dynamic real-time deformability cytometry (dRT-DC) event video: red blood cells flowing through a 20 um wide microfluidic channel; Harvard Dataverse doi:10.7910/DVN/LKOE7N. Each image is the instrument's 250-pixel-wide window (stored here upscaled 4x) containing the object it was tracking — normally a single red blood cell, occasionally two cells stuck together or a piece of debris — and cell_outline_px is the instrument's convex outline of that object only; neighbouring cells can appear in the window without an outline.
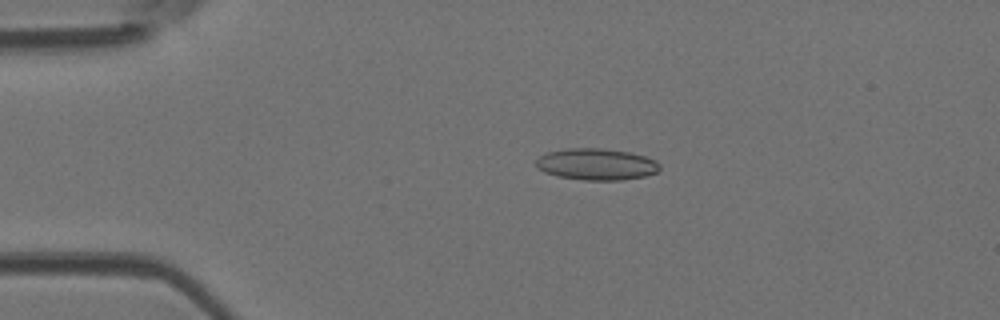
{"species": "Egyptian fruit bat (a non-hibernating species)", "species_latin": "Rousettus aegyptiacus", "temperature_condition": "room temperature", "stored_images_in_passage": 3, "camera_frame_rate_fps": 3000, "um_per_image_px": 0.085, "animal": {"sex": "female"}, "frame": {"image": 1, "passage_image": 2, "time_ms": 0.333, "image_size_px": [1000, 320], "cell_outline_px": [[660, 168], [656, 172], [644, 176], [620, 180], [584, 180], [556, 176], [544, 172], [536, 168], [536, 160], [540, 156], [548, 152], [568, 148], [600, 148], [628, 152], [644, 156], [656, 160], [660, 164]], "centroid_in_image_um": [50.67, 13.96], "position_along_channel_um": 34.3, "area_um2": 22.72}}